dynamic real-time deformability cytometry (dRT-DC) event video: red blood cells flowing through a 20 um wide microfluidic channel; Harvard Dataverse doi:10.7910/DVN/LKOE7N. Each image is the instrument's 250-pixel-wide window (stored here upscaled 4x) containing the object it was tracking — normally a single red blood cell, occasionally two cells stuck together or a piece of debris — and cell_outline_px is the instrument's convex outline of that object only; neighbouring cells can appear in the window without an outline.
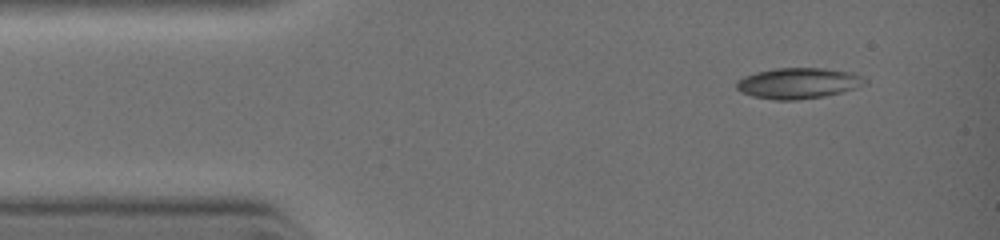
{"species": "common noctule bat (a hibernating species)", "species_latin": "Nyctalus noctula", "temperature_condition": "warm", "stored_images_in_passage": 4, "camera_frame_rate_fps": 3000, "um_per_image_px": 0.085, "animal": {"sex": "female", "body_mass_g": 19.0, "forearm_length_mm": 51.5}, "frame": {"image": 1, "passage_image": 1, "time_ms": 0.0, "image_size_px": [1000, 240], "cell_outline_px": [[868, 84], [844, 92], [824, 96], [796, 100], [776, 100], [752, 96], [740, 92], [736, 88], [736, 80], [744, 76], [756, 72], [776, 68], [824, 68], [852, 72], [864, 76], [868, 80]], "centroid_in_image_um": [67.89, 7.07], "position_along_channel_um": 17.1, "area_um2": 23.41}}
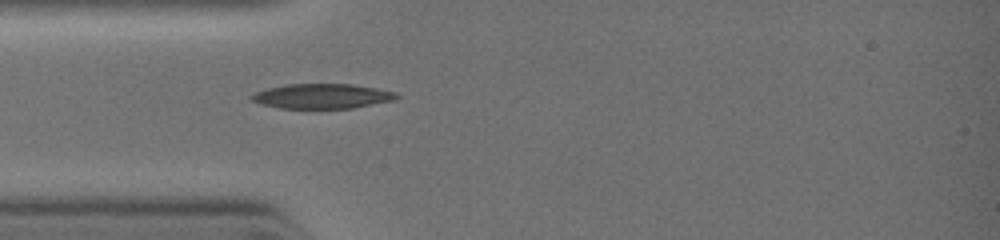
{"frame": {"image": 2, "passage_image": 4, "time_ms": 2.0, "image_size_px": [1000, 240], "cell_outline_px": [[400, 96], [396, 100], [352, 108], [280, 108], [260, 104], [252, 100], [248, 96], [256, 92], [268, 88], [288, 84], [352, 84], [376, 88], [396, 92]], "centroid_in_image_um": [27.4, 8.17], "position_along_channel_um": 57.6, "area_um2": 20.98}}